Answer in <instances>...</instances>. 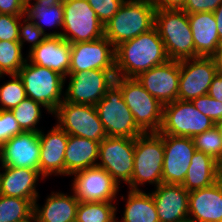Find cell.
Here are the masks:
<instances>
[{"label":"cell","instance_id":"obj_1","mask_svg":"<svg viewBox=\"0 0 222 222\" xmlns=\"http://www.w3.org/2000/svg\"><path fill=\"white\" fill-rule=\"evenodd\" d=\"M169 60L155 26L115 47V69L118 77L136 78L140 73Z\"/></svg>","mask_w":222,"mask_h":222},{"label":"cell","instance_id":"obj_2","mask_svg":"<svg viewBox=\"0 0 222 222\" xmlns=\"http://www.w3.org/2000/svg\"><path fill=\"white\" fill-rule=\"evenodd\" d=\"M155 11L149 0H125L104 26V36L114 47L133 39L154 27Z\"/></svg>","mask_w":222,"mask_h":222},{"label":"cell","instance_id":"obj_3","mask_svg":"<svg viewBox=\"0 0 222 222\" xmlns=\"http://www.w3.org/2000/svg\"><path fill=\"white\" fill-rule=\"evenodd\" d=\"M170 60L194 58L188 14L182 9H156L155 25Z\"/></svg>","mask_w":222,"mask_h":222},{"label":"cell","instance_id":"obj_4","mask_svg":"<svg viewBox=\"0 0 222 222\" xmlns=\"http://www.w3.org/2000/svg\"><path fill=\"white\" fill-rule=\"evenodd\" d=\"M164 161L163 138L158 133H143L135 138L134 168L129 190H142L148 183L155 187L162 184Z\"/></svg>","mask_w":222,"mask_h":222},{"label":"cell","instance_id":"obj_5","mask_svg":"<svg viewBox=\"0 0 222 222\" xmlns=\"http://www.w3.org/2000/svg\"><path fill=\"white\" fill-rule=\"evenodd\" d=\"M18 76L22 79L27 97L41 103L53 114L64 101L65 78L50 68L26 60Z\"/></svg>","mask_w":222,"mask_h":222},{"label":"cell","instance_id":"obj_6","mask_svg":"<svg viewBox=\"0 0 222 222\" xmlns=\"http://www.w3.org/2000/svg\"><path fill=\"white\" fill-rule=\"evenodd\" d=\"M123 98L143 133H158L163 121V105L150 95L136 78L115 77Z\"/></svg>","mask_w":222,"mask_h":222},{"label":"cell","instance_id":"obj_7","mask_svg":"<svg viewBox=\"0 0 222 222\" xmlns=\"http://www.w3.org/2000/svg\"><path fill=\"white\" fill-rule=\"evenodd\" d=\"M95 107L108 137L135 139L143 134L124 101L121 89L115 83Z\"/></svg>","mask_w":222,"mask_h":222},{"label":"cell","instance_id":"obj_8","mask_svg":"<svg viewBox=\"0 0 222 222\" xmlns=\"http://www.w3.org/2000/svg\"><path fill=\"white\" fill-rule=\"evenodd\" d=\"M64 21L61 37L70 44L90 42L104 36V25L87 0H62Z\"/></svg>","mask_w":222,"mask_h":222},{"label":"cell","instance_id":"obj_9","mask_svg":"<svg viewBox=\"0 0 222 222\" xmlns=\"http://www.w3.org/2000/svg\"><path fill=\"white\" fill-rule=\"evenodd\" d=\"M57 125L68 135L101 142L107 137L96 107L63 101L52 114Z\"/></svg>","mask_w":222,"mask_h":222},{"label":"cell","instance_id":"obj_10","mask_svg":"<svg viewBox=\"0 0 222 222\" xmlns=\"http://www.w3.org/2000/svg\"><path fill=\"white\" fill-rule=\"evenodd\" d=\"M70 78L64 92V101L95 106L114 84L116 70L94 69L80 72H68Z\"/></svg>","mask_w":222,"mask_h":222},{"label":"cell","instance_id":"obj_11","mask_svg":"<svg viewBox=\"0 0 222 222\" xmlns=\"http://www.w3.org/2000/svg\"><path fill=\"white\" fill-rule=\"evenodd\" d=\"M216 124L198 111L191 101L175 100L163 105L161 134L193 138Z\"/></svg>","mask_w":222,"mask_h":222},{"label":"cell","instance_id":"obj_12","mask_svg":"<svg viewBox=\"0 0 222 222\" xmlns=\"http://www.w3.org/2000/svg\"><path fill=\"white\" fill-rule=\"evenodd\" d=\"M135 139L106 137L99 145L98 167L105 169L120 186L129 184L134 168Z\"/></svg>","mask_w":222,"mask_h":222},{"label":"cell","instance_id":"obj_13","mask_svg":"<svg viewBox=\"0 0 222 222\" xmlns=\"http://www.w3.org/2000/svg\"><path fill=\"white\" fill-rule=\"evenodd\" d=\"M218 72L215 57L198 56L180 60L178 100L192 101L208 94L212 80Z\"/></svg>","mask_w":222,"mask_h":222},{"label":"cell","instance_id":"obj_14","mask_svg":"<svg viewBox=\"0 0 222 222\" xmlns=\"http://www.w3.org/2000/svg\"><path fill=\"white\" fill-rule=\"evenodd\" d=\"M72 175L71 191L79 202H117L120 186L105 169L95 166Z\"/></svg>","mask_w":222,"mask_h":222},{"label":"cell","instance_id":"obj_15","mask_svg":"<svg viewBox=\"0 0 222 222\" xmlns=\"http://www.w3.org/2000/svg\"><path fill=\"white\" fill-rule=\"evenodd\" d=\"M158 134L164 145L162 183L182 184L196 151L193 138Z\"/></svg>","mask_w":222,"mask_h":222},{"label":"cell","instance_id":"obj_16","mask_svg":"<svg viewBox=\"0 0 222 222\" xmlns=\"http://www.w3.org/2000/svg\"><path fill=\"white\" fill-rule=\"evenodd\" d=\"M94 69H115V47L103 36L90 42L71 44V61L69 72Z\"/></svg>","mask_w":222,"mask_h":222},{"label":"cell","instance_id":"obj_17","mask_svg":"<svg viewBox=\"0 0 222 222\" xmlns=\"http://www.w3.org/2000/svg\"><path fill=\"white\" fill-rule=\"evenodd\" d=\"M179 77L180 61L169 60L140 73L136 79L150 95L166 105L178 100Z\"/></svg>","mask_w":222,"mask_h":222},{"label":"cell","instance_id":"obj_18","mask_svg":"<svg viewBox=\"0 0 222 222\" xmlns=\"http://www.w3.org/2000/svg\"><path fill=\"white\" fill-rule=\"evenodd\" d=\"M39 132H22L0 147V167L30 168L39 171Z\"/></svg>","mask_w":222,"mask_h":222},{"label":"cell","instance_id":"obj_19","mask_svg":"<svg viewBox=\"0 0 222 222\" xmlns=\"http://www.w3.org/2000/svg\"><path fill=\"white\" fill-rule=\"evenodd\" d=\"M39 132L40 160L39 172L44 179L49 176H64V155L68 143V134L57 124L47 134Z\"/></svg>","mask_w":222,"mask_h":222},{"label":"cell","instance_id":"obj_20","mask_svg":"<svg viewBox=\"0 0 222 222\" xmlns=\"http://www.w3.org/2000/svg\"><path fill=\"white\" fill-rule=\"evenodd\" d=\"M151 192L159 222H177L189 217V192L181 184L162 183Z\"/></svg>","mask_w":222,"mask_h":222},{"label":"cell","instance_id":"obj_21","mask_svg":"<svg viewBox=\"0 0 222 222\" xmlns=\"http://www.w3.org/2000/svg\"><path fill=\"white\" fill-rule=\"evenodd\" d=\"M26 58L32 64L50 68L66 78L70 68L71 44L61 36L47 37L29 51Z\"/></svg>","mask_w":222,"mask_h":222},{"label":"cell","instance_id":"obj_22","mask_svg":"<svg viewBox=\"0 0 222 222\" xmlns=\"http://www.w3.org/2000/svg\"><path fill=\"white\" fill-rule=\"evenodd\" d=\"M0 194L36 201L39 179L45 180L38 170L19 167H0ZM43 178V179H42Z\"/></svg>","mask_w":222,"mask_h":222},{"label":"cell","instance_id":"obj_23","mask_svg":"<svg viewBox=\"0 0 222 222\" xmlns=\"http://www.w3.org/2000/svg\"><path fill=\"white\" fill-rule=\"evenodd\" d=\"M194 40V58L215 57L221 45L213 12L188 14Z\"/></svg>","mask_w":222,"mask_h":222},{"label":"cell","instance_id":"obj_24","mask_svg":"<svg viewBox=\"0 0 222 222\" xmlns=\"http://www.w3.org/2000/svg\"><path fill=\"white\" fill-rule=\"evenodd\" d=\"M189 217L198 222L222 221V187L215 184L189 192Z\"/></svg>","mask_w":222,"mask_h":222},{"label":"cell","instance_id":"obj_25","mask_svg":"<svg viewBox=\"0 0 222 222\" xmlns=\"http://www.w3.org/2000/svg\"><path fill=\"white\" fill-rule=\"evenodd\" d=\"M39 196L34 202L33 218L35 222H71L76 220L79 200L75 194L51 192L43 206L38 204Z\"/></svg>","mask_w":222,"mask_h":222},{"label":"cell","instance_id":"obj_26","mask_svg":"<svg viewBox=\"0 0 222 222\" xmlns=\"http://www.w3.org/2000/svg\"><path fill=\"white\" fill-rule=\"evenodd\" d=\"M100 142L68 135L67 148L64 155V176L83 169L95 167L99 161Z\"/></svg>","mask_w":222,"mask_h":222},{"label":"cell","instance_id":"obj_27","mask_svg":"<svg viewBox=\"0 0 222 222\" xmlns=\"http://www.w3.org/2000/svg\"><path fill=\"white\" fill-rule=\"evenodd\" d=\"M25 16L47 36L58 37L62 32L56 30L50 33L45 32V26L56 27L62 29L64 21V12L62 0H36L25 7Z\"/></svg>","mask_w":222,"mask_h":222},{"label":"cell","instance_id":"obj_28","mask_svg":"<svg viewBox=\"0 0 222 222\" xmlns=\"http://www.w3.org/2000/svg\"><path fill=\"white\" fill-rule=\"evenodd\" d=\"M217 177V161L213 157L196 150L181 185L190 192L215 184Z\"/></svg>","mask_w":222,"mask_h":222},{"label":"cell","instance_id":"obj_29","mask_svg":"<svg viewBox=\"0 0 222 222\" xmlns=\"http://www.w3.org/2000/svg\"><path fill=\"white\" fill-rule=\"evenodd\" d=\"M125 198L123 217L117 222H159L151 193L142 190H129Z\"/></svg>","mask_w":222,"mask_h":222},{"label":"cell","instance_id":"obj_30","mask_svg":"<svg viewBox=\"0 0 222 222\" xmlns=\"http://www.w3.org/2000/svg\"><path fill=\"white\" fill-rule=\"evenodd\" d=\"M33 212L34 201L0 195V222H26Z\"/></svg>","mask_w":222,"mask_h":222},{"label":"cell","instance_id":"obj_31","mask_svg":"<svg viewBox=\"0 0 222 222\" xmlns=\"http://www.w3.org/2000/svg\"><path fill=\"white\" fill-rule=\"evenodd\" d=\"M117 202H79L76 222H117Z\"/></svg>","mask_w":222,"mask_h":222},{"label":"cell","instance_id":"obj_32","mask_svg":"<svg viewBox=\"0 0 222 222\" xmlns=\"http://www.w3.org/2000/svg\"><path fill=\"white\" fill-rule=\"evenodd\" d=\"M42 107L45 108L41 103L26 97L11 112L23 132H40L42 129L37 124L42 118Z\"/></svg>","mask_w":222,"mask_h":222},{"label":"cell","instance_id":"obj_33","mask_svg":"<svg viewBox=\"0 0 222 222\" xmlns=\"http://www.w3.org/2000/svg\"><path fill=\"white\" fill-rule=\"evenodd\" d=\"M26 60L18 41H0V79L4 75L18 74Z\"/></svg>","mask_w":222,"mask_h":222},{"label":"cell","instance_id":"obj_34","mask_svg":"<svg viewBox=\"0 0 222 222\" xmlns=\"http://www.w3.org/2000/svg\"><path fill=\"white\" fill-rule=\"evenodd\" d=\"M6 76L12 80L0 86V110H11L27 97L23 81L18 74Z\"/></svg>","mask_w":222,"mask_h":222},{"label":"cell","instance_id":"obj_35","mask_svg":"<svg viewBox=\"0 0 222 222\" xmlns=\"http://www.w3.org/2000/svg\"><path fill=\"white\" fill-rule=\"evenodd\" d=\"M193 141L197 151H201L213 157L215 160L220 157L222 153V139L220 137L219 129L216 126L210 130L195 135Z\"/></svg>","mask_w":222,"mask_h":222},{"label":"cell","instance_id":"obj_36","mask_svg":"<svg viewBox=\"0 0 222 222\" xmlns=\"http://www.w3.org/2000/svg\"><path fill=\"white\" fill-rule=\"evenodd\" d=\"M22 20V21H21ZM20 20L18 42L23 49L24 43L27 41L29 45V51L37 47L47 36L25 15Z\"/></svg>","mask_w":222,"mask_h":222},{"label":"cell","instance_id":"obj_37","mask_svg":"<svg viewBox=\"0 0 222 222\" xmlns=\"http://www.w3.org/2000/svg\"><path fill=\"white\" fill-rule=\"evenodd\" d=\"M191 102L198 111L208 116L215 124L222 121V102L215 100L208 94L197 97Z\"/></svg>","mask_w":222,"mask_h":222},{"label":"cell","instance_id":"obj_38","mask_svg":"<svg viewBox=\"0 0 222 222\" xmlns=\"http://www.w3.org/2000/svg\"><path fill=\"white\" fill-rule=\"evenodd\" d=\"M96 12L99 21L105 26L118 12L125 0H87Z\"/></svg>","mask_w":222,"mask_h":222},{"label":"cell","instance_id":"obj_39","mask_svg":"<svg viewBox=\"0 0 222 222\" xmlns=\"http://www.w3.org/2000/svg\"><path fill=\"white\" fill-rule=\"evenodd\" d=\"M22 132L11 110H0V147Z\"/></svg>","mask_w":222,"mask_h":222},{"label":"cell","instance_id":"obj_40","mask_svg":"<svg viewBox=\"0 0 222 222\" xmlns=\"http://www.w3.org/2000/svg\"><path fill=\"white\" fill-rule=\"evenodd\" d=\"M22 17L0 14V41H18L19 25Z\"/></svg>","mask_w":222,"mask_h":222},{"label":"cell","instance_id":"obj_41","mask_svg":"<svg viewBox=\"0 0 222 222\" xmlns=\"http://www.w3.org/2000/svg\"><path fill=\"white\" fill-rule=\"evenodd\" d=\"M222 0H186L182 10L187 14L198 12H214Z\"/></svg>","mask_w":222,"mask_h":222},{"label":"cell","instance_id":"obj_42","mask_svg":"<svg viewBox=\"0 0 222 222\" xmlns=\"http://www.w3.org/2000/svg\"><path fill=\"white\" fill-rule=\"evenodd\" d=\"M25 7L22 0H0V14L24 16Z\"/></svg>","mask_w":222,"mask_h":222},{"label":"cell","instance_id":"obj_43","mask_svg":"<svg viewBox=\"0 0 222 222\" xmlns=\"http://www.w3.org/2000/svg\"><path fill=\"white\" fill-rule=\"evenodd\" d=\"M208 95L217 101L222 102V72H218L212 80Z\"/></svg>","mask_w":222,"mask_h":222},{"label":"cell","instance_id":"obj_44","mask_svg":"<svg viewBox=\"0 0 222 222\" xmlns=\"http://www.w3.org/2000/svg\"><path fill=\"white\" fill-rule=\"evenodd\" d=\"M156 9H182L186 0H149Z\"/></svg>","mask_w":222,"mask_h":222},{"label":"cell","instance_id":"obj_45","mask_svg":"<svg viewBox=\"0 0 222 222\" xmlns=\"http://www.w3.org/2000/svg\"><path fill=\"white\" fill-rule=\"evenodd\" d=\"M216 23H217V30L219 34L220 42L222 43V3L217 7V9L213 12Z\"/></svg>","mask_w":222,"mask_h":222},{"label":"cell","instance_id":"obj_46","mask_svg":"<svg viewBox=\"0 0 222 222\" xmlns=\"http://www.w3.org/2000/svg\"><path fill=\"white\" fill-rule=\"evenodd\" d=\"M217 64H218V68L219 71L222 72V43L219 47V51L217 53V55L215 56Z\"/></svg>","mask_w":222,"mask_h":222},{"label":"cell","instance_id":"obj_47","mask_svg":"<svg viewBox=\"0 0 222 222\" xmlns=\"http://www.w3.org/2000/svg\"><path fill=\"white\" fill-rule=\"evenodd\" d=\"M216 161H217V170H222V153Z\"/></svg>","mask_w":222,"mask_h":222},{"label":"cell","instance_id":"obj_48","mask_svg":"<svg viewBox=\"0 0 222 222\" xmlns=\"http://www.w3.org/2000/svg\"><path fill=\"white\" fill-rule=\"evenodd\" d=\"M217 172H218L217 182L222 187V170H217Z\"/></svg>","mask_w":222,"mask_h":222},{"label":"cell","instance_id":"obj_49","mask_svg":"<svg viewBox=\"0 0 222 222\" xmlns=\"http://www.w3.org/2000/svg\"><path fill=\"white\" fill-rule=\"evenodd\" d=\"M216 127L219 129L220 137L222 139V121L217 122Z\"/></svg>","mask_w":222,"mask_h":222},{"label":"cell","instance_id":"obj_50","mask_svg":"<svg viewBox=\"0 0 222 222\" xmlns=\"http://www.w3.org/2000/svg\"><path fill=\"white\" fill-rule=\"evenodd\" d=\"M177 222H198V221H196V220H194V219H192L190 217H187V218L179 220Z\"/></svg>","mask_w":222,"mask_h":222},{"label":"cell","instance_id":"obj_51","mask_svg":"<svg viewBox=\"0 0 222 222\" xmlns=\"http://www.w3.org/2000/svg\"><path fill=\"white\" fill-rule=\"evenodd\" d=\"M22 1H23L25 6L32 3L31 2L32 0H22ZM33 1H36V0H33Z\"/></svg>","mask_w":222,"mask_h":222},{"label":"cell","instance_id":"obj_52","mask_svg":"<svg viewBox=\"0 0 222 222\" xmlns=\"http://www.w3.org/2000/svg\"><path fill=\"white\" fill-rule=\"evenodd\" d=\"M26 222H35L34 218L32 220H28Z\"/></svg>","mask_w":222,"mask_h":222}]
</instances>
